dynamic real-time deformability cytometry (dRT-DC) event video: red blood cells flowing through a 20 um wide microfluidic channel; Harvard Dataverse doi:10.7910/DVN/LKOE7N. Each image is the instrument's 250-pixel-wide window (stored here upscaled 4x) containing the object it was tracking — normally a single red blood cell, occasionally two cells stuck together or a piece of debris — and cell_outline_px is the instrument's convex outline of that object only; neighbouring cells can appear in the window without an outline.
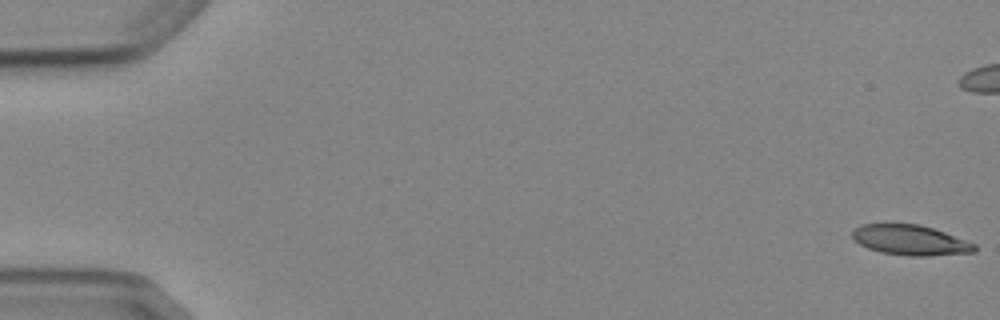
{"species": "Egyptian fruit bat (a non-hibernating species)", "species_latin": "Rousettus aegyptiacus", "temperature_condition": "cold", "stored_images_in_passage": 6, "camera_frame_rate_fps": 3000, "um_per_image_px": 0.085, "animal": {"sex": "female"}, "frame": {"image": 1, "passage_image": 1, "time_ms": 0.0, "image_size_px": [1000, 320], "cell_outline_px": [[976, 252], [928, 256], [908, 256], [880, 252], [868, 248], [860, 244], [852, 236], [852, 232], [860, 224], [920, 224], [944, 232], [976, 244]], "centroid_in_image_um": [77.39, 20.41], "position_along_channel_um": 7.6, "area_um2": 21.39}}
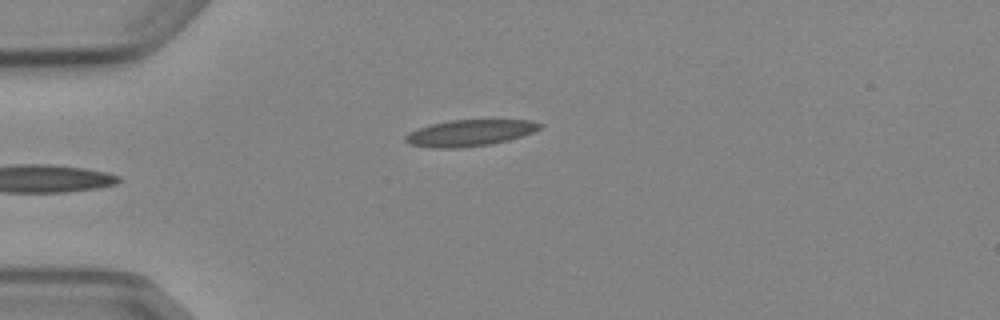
{"frame": {"image": 2, "passage_image": 6, "time_ms": 6.0, "image_size_px": [1000, 320], "cell_outline_px": [[544, 124], [540, 128], [532, 132], [508, 140], [492, 144], [460, 148], [428, 148], [408, 144], [404, 140], [404, 136], [416, 128], [448, 120], [532, 120]], "centroid_in_image_um": [39.88, 11.3], "position_along_channel_um": 45.1, "area_um2": 20.81}}